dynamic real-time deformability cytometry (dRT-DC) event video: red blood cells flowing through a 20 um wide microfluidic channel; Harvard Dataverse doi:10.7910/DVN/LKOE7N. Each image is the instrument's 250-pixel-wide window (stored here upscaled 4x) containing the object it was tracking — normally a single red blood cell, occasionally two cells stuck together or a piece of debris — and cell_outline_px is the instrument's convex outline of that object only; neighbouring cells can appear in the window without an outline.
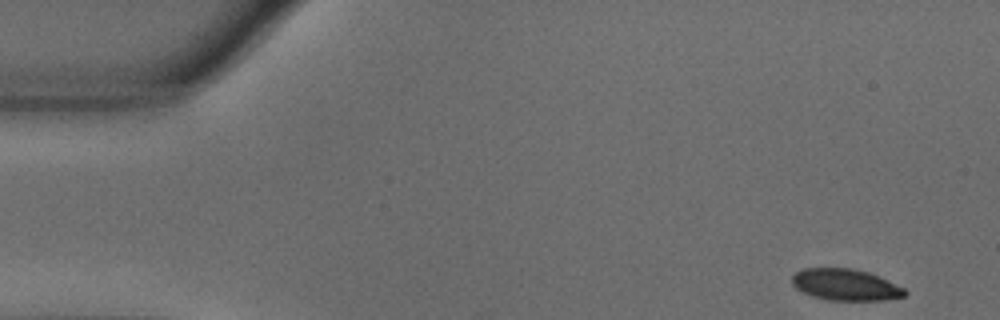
{"species": "common noctule bat (a hibernating species)", "species_latin": "Nyctalus noctula", "temperature_condition": "warm", "stored_images_in_passage": 53, "camera_frame_rate_fps": 3000, "um_per_image_px": 0.085, "animal": {"sex": "male", "body_mass_g": 18.8}, "frame": {"image": 1, "passage_image": 1, "time_ms": 0.0, "image_size_px": [1000, 320], "cell_outline_px": [[908, 292], [904, 296], [884, 300], [828, 300], [812, 296], [796, 288], [792, 284], [792, 276], [796, 272], [804, 268], [852, 268], [868, 272], [904, 288]], "centroid_in_image_um": [71.85, 24.2], "position_along_channel_um": 13.2, "area_um2": 20.52}}
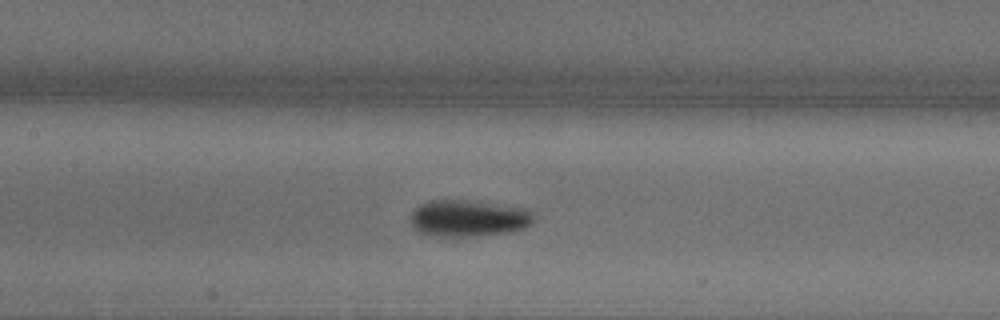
{"frame": {"image": 2, "passage_image": 23, "time_ms": 7.333, "image_size_px": [1000, 320], "cell_outline_px": [[536, 220], [532, 224], [524, 228], [512, 232], [476, 236], [428, 236], [416, 232], [412, 228], [412, 212], [420, 204], [432, 200], [464, 200], [532, 208]], "centroid_in_image_um": [39.88, 18.56], "position_along_channel_um": 167.5, "area_um2": 26.88}}
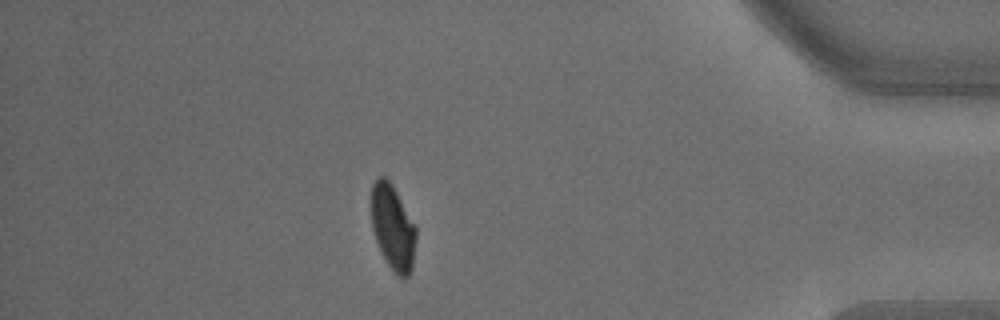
{"frame": {"image": 3, "passage_image": 46, "time_ms": 15.0, "image_size_px": [1000, 320], "cell_outline_px": [[416, 240], [412, 268], [408, 276], [404, 280], [396, 276], [388, 264], [376, 240], [372, 228], [368, 200], [372, 184], [380, 176], [384, 176], [392, 184], [416, 224]], "centroid_in_image_um": [33.37, 19.29], "position_along_channel_um": 401.8, "area_um2": 22.89}, "authors_computed_cell_mechanics": {"area_um2": 23.2934, "velocity_mm_per_s": 3.6129, "shape_relaxation_time_tau1_ms": 3.2991, "shape_relaxation_time_tau2_ms": null, "deformation_change_tau1": 0.1372, "deformation_change_tau2": null}}